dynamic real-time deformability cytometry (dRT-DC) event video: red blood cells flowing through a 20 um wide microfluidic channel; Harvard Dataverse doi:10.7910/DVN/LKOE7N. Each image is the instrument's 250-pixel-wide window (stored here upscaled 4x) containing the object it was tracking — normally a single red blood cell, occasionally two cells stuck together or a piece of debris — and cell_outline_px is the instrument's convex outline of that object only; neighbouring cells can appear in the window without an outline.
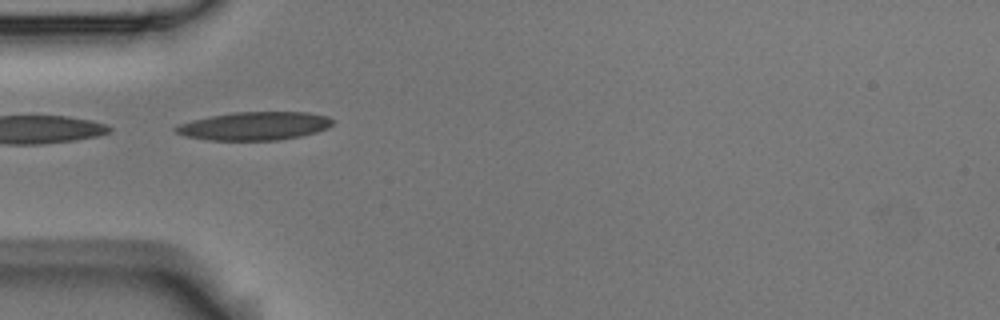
{"species": "Egyptian fruit bat (a non-hibernating species)", "species_latin": "Rousettus aegyptiacus", "temperature_condition": "room temperature", "stored_images_in_passage": 5, "camera_frame_rate_fps": 3000, "um_per_image_px": 0.085, "animal": {"sex": "male"}, "frame": {"image": 1, "passage_image": 5, "time_ms": 1.333, "image_size_px": [1000, 320], "cell_outline_px": [[332, 124], [328, 128], [316, 132], [300, 136], [276, 140], [208, 140], [184, 136], [176, 132], [172, 128], [180, 124], [192, 120], [232, 112], [308, 112], [328, 116], [332, 120]], "centroid_in_image_um": [21.62, 10.71], "position_along_channel_um": 63.4, "area_um2": 25.78}}